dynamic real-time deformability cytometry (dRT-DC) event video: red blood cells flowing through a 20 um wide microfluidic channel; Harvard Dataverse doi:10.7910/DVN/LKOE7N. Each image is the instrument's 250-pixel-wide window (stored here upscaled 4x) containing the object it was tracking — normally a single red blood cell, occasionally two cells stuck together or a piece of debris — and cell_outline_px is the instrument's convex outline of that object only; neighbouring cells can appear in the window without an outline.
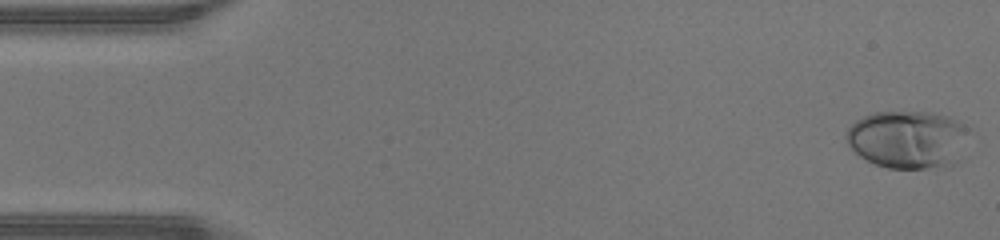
{"species": "human", "species_latin": "Homo sapiens", "temperature_condition": "warm", "stored_images_in_passage": 47, "camera_frame_rate_fps": 3000, "um_per_image_px": 0.085, "donor": {"sex": "male"}, "frame": {"image": 1, "passage_image": 1, "time_ms": 0.0, "image_size_px": [1000, 240], "cell_outline_px": [[972, 128], [956, 160], [952, 164], [944, 168], [888, 168], [876, 164], [860, 156], [848, 144], [844, 136], [848, 128], [856, 120], [872, 112], [932, 112], [948, 116]], "centroid_in_image_um": [77.18, 11.84], "position_along_channel_um": 7.8, "area_um2": 41.56}}
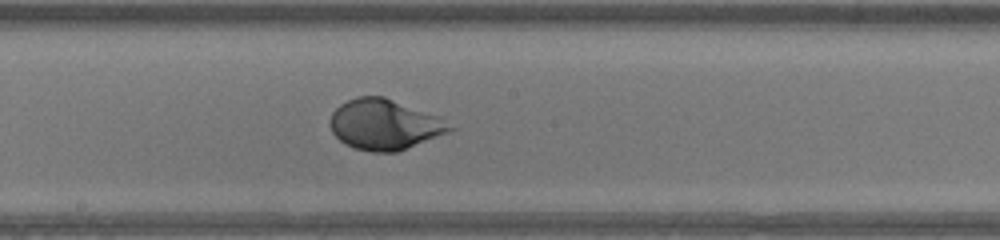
{"frame": {"image": 2, "passage_image": 25, "time_ms": 8.0, "image_size_px": [1000, 240], "cell_outline_px": [[456, 128], [448, 132], [396, 152], [372, 152], [356, 148], [344, 144], [332, 132], [328, 124], [332, 112], [340, 104], [356, 96], [384, 96], [440, 116]], "centroid_in_image_um": [32.67, 10.57], "position_along_channel_um": 215.5, "area_um2": 35.26}}
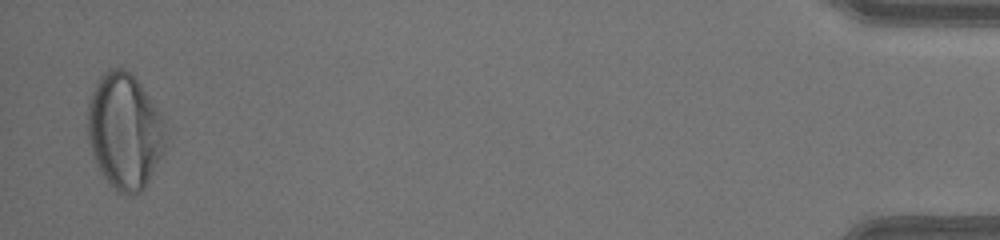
{"frame": {"image": 3, "passage_image": 46, "time_ms": 15.0, "image_size_px": [1000, 240], "cell_outline_px": [[164, 152], [144, 188], [140, 192], [124, 196], [116, 192], [108, 184], [100, 172], [92, 156], [88, 140], [88, 100], [100, 76], [108, 68], [116, 64], [124, 68], [140, 84], [152, 100], [160, 112], [164, 136]], "centroid_in_image_um": [10.55, 11.16], "position_along_channel_um": 424.6, "area_um2": 52.71}, "authors_computed_cell_mechanics": {"area_um2": 37.57, "velocity_mm_per_s": 4.3723, "shape_relaxation_time_tau1_ms": 2.7463, "shape_relaxation_time_tau2_ms": null, "deformation_change_tau1": 0.1872, "deformation_change_tau2": null}}